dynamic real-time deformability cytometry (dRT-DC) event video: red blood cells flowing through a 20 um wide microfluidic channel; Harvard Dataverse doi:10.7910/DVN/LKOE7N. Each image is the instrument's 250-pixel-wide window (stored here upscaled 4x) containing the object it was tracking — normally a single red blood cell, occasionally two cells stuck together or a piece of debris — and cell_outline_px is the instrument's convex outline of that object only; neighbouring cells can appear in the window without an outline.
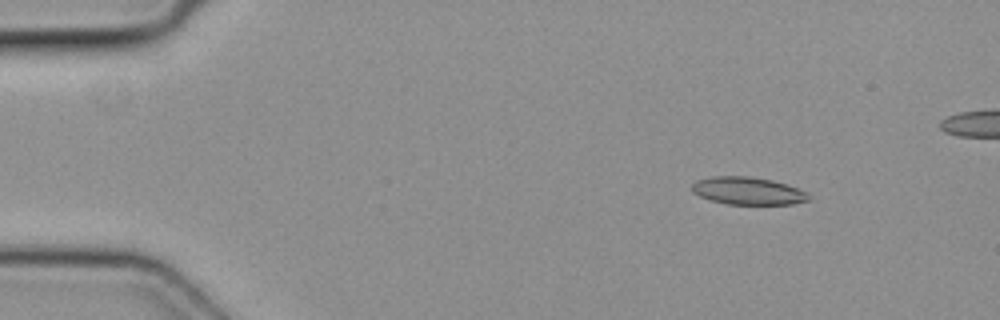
{"species": "common noctule bat (a hibernating species)", "species_latin": "Nyctalus noctula", "temperature_condition": "cold", "stored_images_in_passage": 3, "camera_frame_rate_fps": 3000, "um_per_image_px": 0.085, "animal": {"sex": "female", "body_mass_g": 19.3, "forearm_length_mm": 54.1}, "frame": {"image": 1, "passage_image": 1, "time_ms": 0.0, "image_size_px": [1000, 320], "cell_outline_px": [[808, 200], [792, 204], [728, 204], [712, 200], [700, 196], [692, 192], [692, 184], [696, 180], [712, 176], [748, 176], [772, 180], [796, 188], [804, 192], [808, 196]], "centroid_in_image_um": [63.5, 16.22], "position_along_channel_um": 21.5, "area_um2": 18.44}}